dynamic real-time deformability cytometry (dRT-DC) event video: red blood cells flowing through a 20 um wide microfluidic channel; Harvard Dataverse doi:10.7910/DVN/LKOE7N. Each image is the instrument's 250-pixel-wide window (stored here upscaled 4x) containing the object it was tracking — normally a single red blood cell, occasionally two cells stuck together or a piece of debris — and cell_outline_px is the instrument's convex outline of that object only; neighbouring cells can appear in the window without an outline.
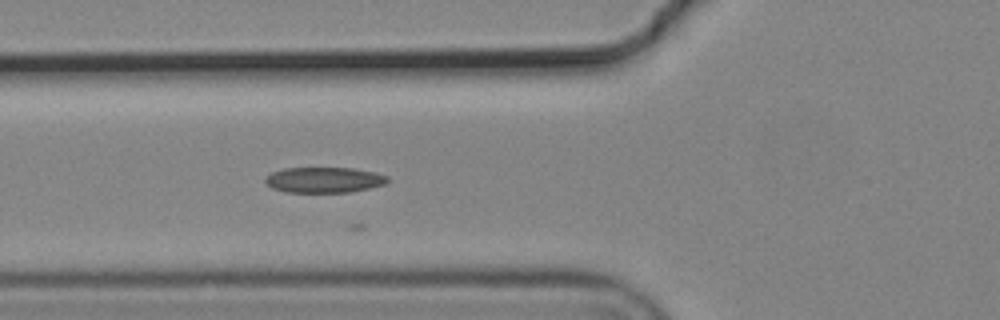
{"species": "common noctule bat (a hibernating species)", "species_latin": "Nyctalus noctula", "temperature_condition": "cold", "stored_images_in_passage": 3, "segment_of_instrument_passage": [1, 2], "camera_frame_rate_fps": 3000, "um_per_image_px": 0.085, "animal": {"sex": "male", "body_mass_g": 19.2, "forearm_length_mm": 51.8}, "frame": {"image": 1, "passage_image": 2, "time_ms": 0.333, "image_size_px": [1000, 320], "cell_outline_px": [[388, 180], [384, 184], [368, 188], [348, 192], [288, 192], [272, 188], [264, 180], [272, 172], [284, 168], [352, 168], [376, 172], [388, 176]], "centroid_in_image_um": [27.56, 15.28], "position_along_channel_um": 98.2, "area_um2": 18.03}}